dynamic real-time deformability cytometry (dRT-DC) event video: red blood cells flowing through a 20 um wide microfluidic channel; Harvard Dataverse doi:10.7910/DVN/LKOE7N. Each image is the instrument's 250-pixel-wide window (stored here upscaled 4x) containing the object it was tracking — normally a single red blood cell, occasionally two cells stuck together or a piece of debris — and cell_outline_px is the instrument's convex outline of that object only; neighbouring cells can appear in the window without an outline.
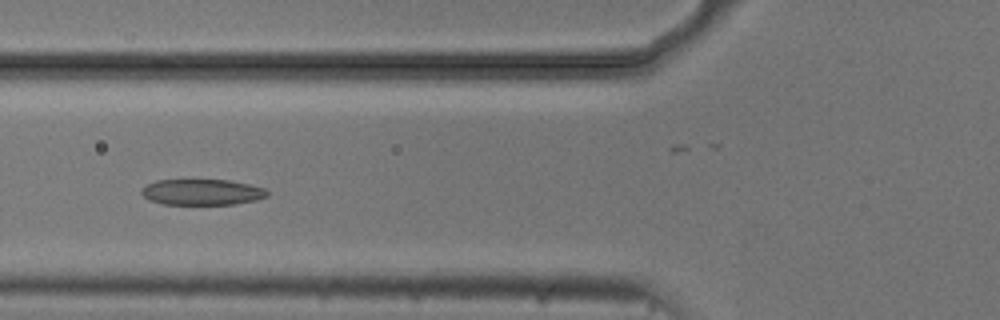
{"species": "common noctule bat (a hibernating species)", "species_latin": "Nyctalus noctula", "temperature_condition": "cold", "stored_images_in_passage": 39, "camera_frame_rate_fps": 3000, "um_per_image_px": 0.085, "animal": {"sex": "male", "body_mass_g": 20.5, "forearm_length_mm": 52.5}, "frame": {"image": 1, "passage_image": 6, "time_ms": 1.667, "image_size_px": [1000, 320], "cell_outline_px": [[268, 196], [256, 200], [232, 204], [164, 204], [148, 200], [140, 192], [148, 184], [156, 180], [228, 180], [248, 184], [264, 188], [268, 192]], "centroid_in_image_um": [17.17, 16.33], "position_along_channel_um": 108.6, "area_um2": 18.79}}
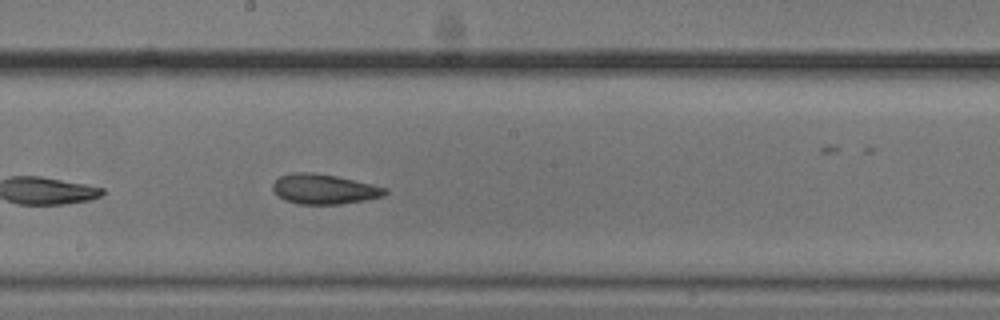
{"frame": {"image": 2, "passage_image": 15, "time_ms": 4.667, "image_size_px": [1000, 320], "cell_outline_px": [[388, 192], [384, 196], [364, 200], [340, 204], [296, 204], [284, 200], [272, 188], [272, 184], [280, 176], [292, 172], [312, 172], [336, 176], [372, 184], [388, 188]], "centroid_in_image_um": [27.55, 16.07], "position_along_channel_um": 220.6, "area_um2": 19.59}}
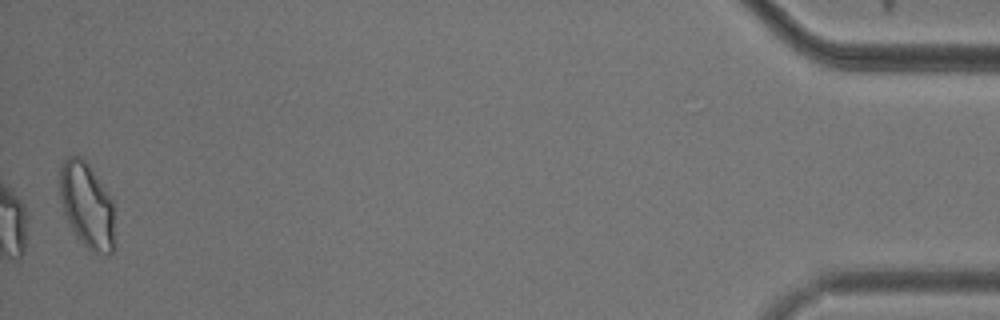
{"frame": {"image": 3, "passage_image": 39, "time_ms": 12.667, "image_size_px": [1000, 320], "cell_outline_px": [[116, 248], [112, 252], [92, 252], [76, 236], [64, 212], [60, 196], [60, 168], [64, 160], [68, 156], [80, 156], [88, 164], [112, 200], [116, 240]], "centroid_in_image_um": [7.42, 17.48], "position_along_channel_um": 427.8, "area_um2": 27.17}, "authors_computed_cell_mechanics": {"area_um2": 19.7676, "velocity_mm_per_s": 3.7163, "shape_relaxation_time_tau1_ms": 3.3874, "shape_relaxation_time_tau2_ms": 1.8433, "deformation_change_tau1": 0.1136, "deformation_change_tau2": 0.0834}}